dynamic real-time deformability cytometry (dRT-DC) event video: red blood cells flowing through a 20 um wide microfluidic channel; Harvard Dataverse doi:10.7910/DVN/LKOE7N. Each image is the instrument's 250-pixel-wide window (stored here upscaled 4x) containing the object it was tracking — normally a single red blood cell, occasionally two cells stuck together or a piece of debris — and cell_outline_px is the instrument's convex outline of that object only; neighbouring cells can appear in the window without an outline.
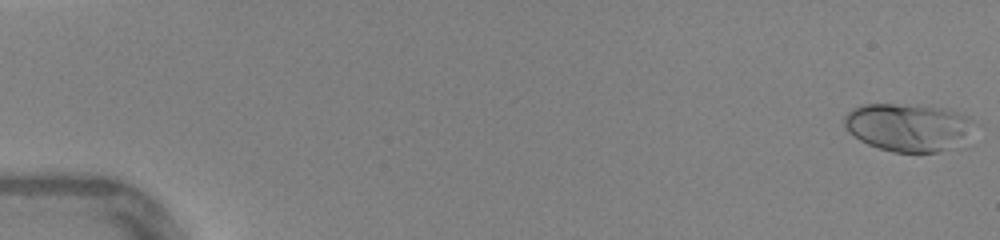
{"species": "human", "species_latin": "Homo sapiens", "temperature_condition": "warm", "stored_images_in_passage": 47, "camera_frame_rate_fps": 3000, "um_per_image_px": 0.085, "donor": {"sex": "female"}, "frame": {"image": 1, "passage_image": 1, "time_ms": 0.0, "image_size_px": [1000, 240], "cell_outline_px": [[972, 120], [960, 136], [944, 148], [936, 152], [892, 152], [868, 144], [860, 140], [848, 132], [844, 124], [844, 116], [852, 108], [860, 104], [920, 104], [944, 108], [968, 116]], "centroid_in_image_um": [76.98, 10.76], "position_along_channel_um": 8.0, "area_um2": 34.97}}
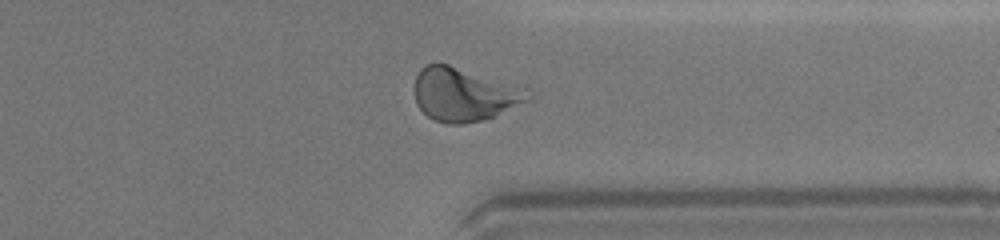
{"frame": {"image": 2, "passage_image": 37, "time_ms": 12.0, "image_size_px": [1000, 240], "cell_outline_px": [[536, 96], [532, 100], [492, 116], [480, 120], [464, 124], [448, 124], [436, 120], [428, 116], [416, 104], [416, 76], [420, 68], [436, 60], [532, 88]], "centroid_in_image_um": [39.55, 7.98], "position_along_channel_um": 371.8, "area_um2": 36.18}}
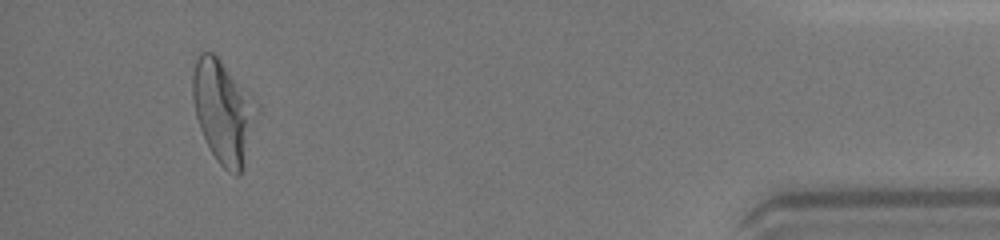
{"frame": {"image": 3, "passage_image": 44, "time_ms": 14.333, "image_size_px": [1000, 240], "cell_outline_px": [[260, 108], [244, 164], [240, 176], [236, 176], [228, 172], [216, 160], [200, 128], [196, 116], [192, 100], [192, 72], [196, 56], [200, 52], [212, 52], [220, 60], [260, 104]], "centroid_in_image_um": [18.99, 9.47], "position_along_channel_um": 416.2, "area_um2": 38.61}, "authors_computed_cell_mechanics": {"area_um2": 33.0038, "velocity_mm_per_s": 4.3808, "shape_relaxation_time_tau1_ms": 3.1196, "shape_relaxation_time_tau2_ms": 0.5967, "deformation_change_tau1": 0.1614, "deformation_change_tau2": 0.0694}}